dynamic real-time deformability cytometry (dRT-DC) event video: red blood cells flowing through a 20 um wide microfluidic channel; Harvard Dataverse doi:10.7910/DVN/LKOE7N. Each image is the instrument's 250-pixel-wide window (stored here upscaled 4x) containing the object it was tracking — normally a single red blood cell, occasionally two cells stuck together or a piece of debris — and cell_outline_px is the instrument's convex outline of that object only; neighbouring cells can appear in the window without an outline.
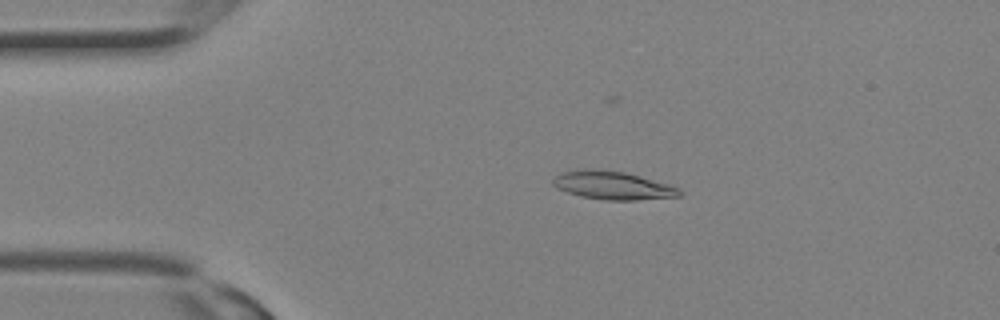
{"species": "Egyptian fruit bat (a non-hibernating species)", "species_latin": "Rousettus aegyptiacus", "temperature_condition": "room temperature", "stored_images_in_passage": 17, "camera_frame_rate_fps": 3000, "um_per_image_px": 0.085, "animal": {"sex": "female"}, "frame": {"image": 1, "passage_image": 5, "time_ms": 1.333, "image_size_px": [1000, 320], "cell_outline_px": [[680, 196], [636, 200], [604, 200], [580, 196], [556, 188], [552, 184], [552, 180], [560, 172], [584, 168], [596, 168], [624, 172], [640, 176], [668, 184], [680, 188]], "centroid_in_image_um": [52.03, 15.74], "position_along_channel_um": 33.0, "area_um2": 20.92}}
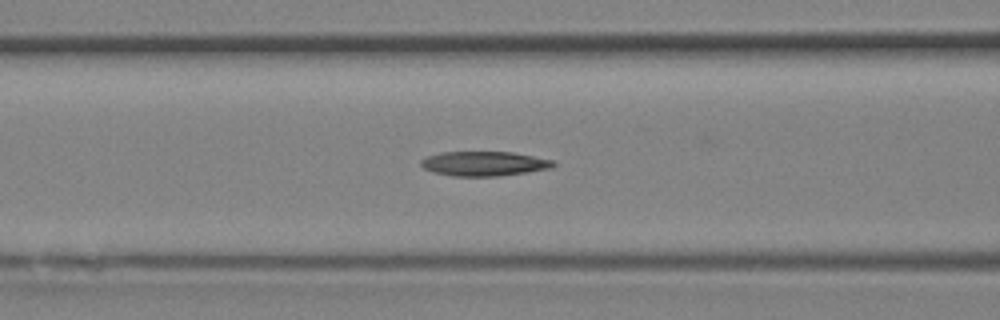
{"frame": {"image": 2, "passage_image": 11, "time_ms": 3.333, "image_size_px": [1000, 320], "cell_outline_px": [[556, 164], [552, 168], [496, 176], [452, 176], [432, 172], [424, 168], [420, 164], [420, 160], [428, 156], [440, 152], [512, 152], [552, 160]], "centroid_in_image_um": [41.1, 13.91], "position_along_channel_um": 125.5, "area_um2": 18.79}}
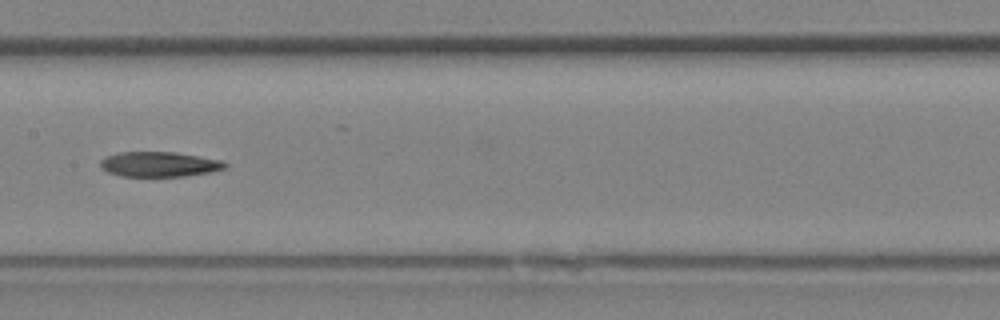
{"frame": {"image": 3, "passage_image": 14, "time_ms": 4.333, "image_size_px": [1000, 320], "cell_outline_px": [[228, 168], [212, 172], [184, 176], [120, 176], [108, 172], [100, 168], [100, 160], [104, 156], [120, 152], [176, 152], [220, 160], [228, 164]], "centroid_in_image_um": [13.53, 13.96], "position_along_channel_um": 193.9, "area_um2": 18.32}}